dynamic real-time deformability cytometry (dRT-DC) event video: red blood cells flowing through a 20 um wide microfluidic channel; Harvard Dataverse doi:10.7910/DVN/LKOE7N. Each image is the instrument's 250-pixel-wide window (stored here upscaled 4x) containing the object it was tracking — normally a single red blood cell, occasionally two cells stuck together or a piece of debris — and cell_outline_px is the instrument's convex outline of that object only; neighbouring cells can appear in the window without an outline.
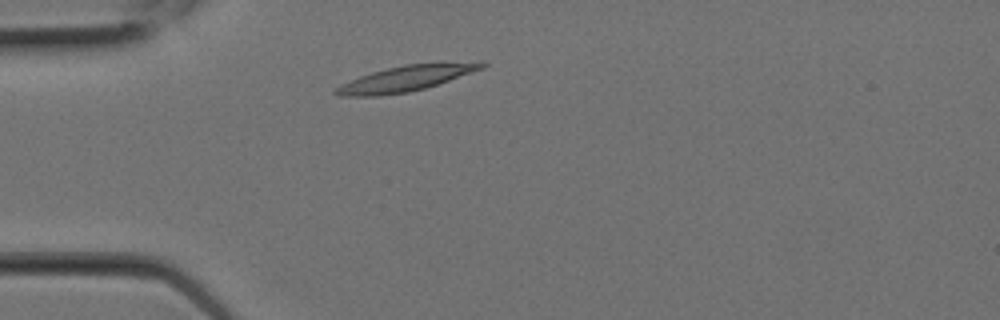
{"species": "Egyptian fruit bat (a non-hibernating species)", "species_latin": "Rousettus aegyptiacus", "temperature_condition": "room temperature", "stored_images_in_passage": 4, "camera_frame_rate_fps": 3000, "um_per_image_px": 0.085, "animal": {"sex": "female"}, "frame": {"image": 1, "passage_image": 2, "time_ms": 0.333, "image_size_px": [1000, 320], "cell_outline_px": [[488, 64], [484, 68], [424, 88], [408, 92], [380, 96], [340, 96], [332, 92], [332, 88], [340, 84], [360, 76], [372, 72], [404, 64], [484, 60]], "centroid_in_image_um": [34.52, 6.65], "position_along_channel_um": 50.5, "area_um2": 22.02}}
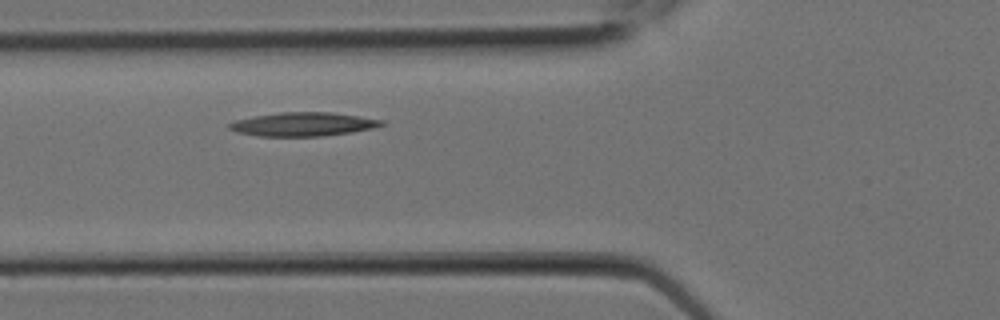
{"frame": {"image": 2, "passage_image": 4, "time_ms": 1.0, "image_size_px": [1000, 320], "cell_outline_px": [[384, 124], [376, 128], [352, 132], [324, 136], [256, 136], [236, 132], [228, 128], [228, 124], [236, 120], [256, 116], [280, 112], [332, 112], [384, 120]], "centroid_in_image_um": [25.78, 10.56], "position_along_channel_um": 100.0, "area_um2": 21.1}}